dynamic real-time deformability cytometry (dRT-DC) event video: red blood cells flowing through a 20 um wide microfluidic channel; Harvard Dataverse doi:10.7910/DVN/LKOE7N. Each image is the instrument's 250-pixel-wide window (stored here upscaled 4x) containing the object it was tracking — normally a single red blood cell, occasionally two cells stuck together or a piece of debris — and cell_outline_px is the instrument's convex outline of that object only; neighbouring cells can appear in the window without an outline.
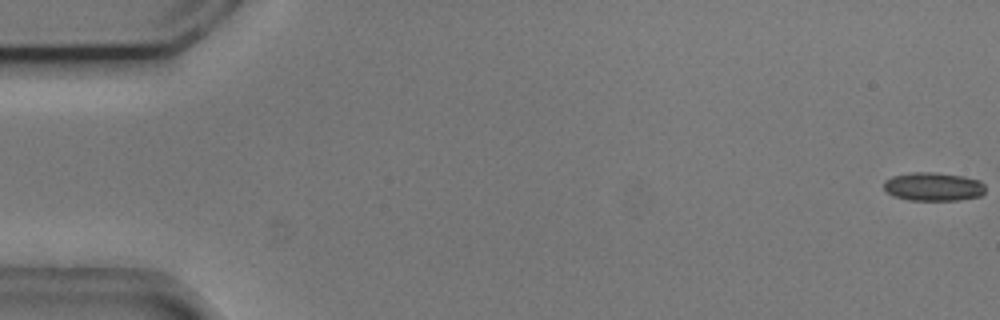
{"species": "common noctule bat (a hibernating species)", "species_latin": "Nyctalus noctula", "temperature_condition": "cold", "stored_images_in_passage": 55, "camera_frame_rate_fps": 3000, "um_per_image_px": 0.085, "animal": {"sex": "male", "body_mass_g": 20.5, "forearm_length_mm": 52.5}, "frame": {"image": 1, "passage_image": 1, "time_ms": 0.0, "image_size_px": [1000, 320], "cell_outline_px": [[984, 192], [980, 196], [960, 200], [908, 200], [892, 196], [884, 188], [884, 180], [892, 176], [912, 172], [936, 172], [964, 176], [980, 180], [984, 184]], "centroid_in_image_um": [79.33, 15.86], "position_along_channel_um": 5.7, "area_um2": 17.05}}
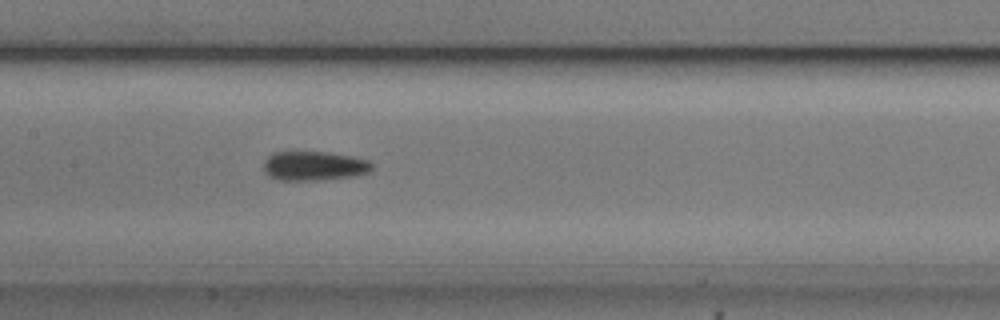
{"frame": {"image": 2, "passage_image": 27, "time_ms": 8.667, "image_size_px": [1000, 320], "cell_outline_px": [[372, 172], [356, 176], [320, 180], [280, 180], [268, 176], [264, 172], [264, 160], [272, 152], [324, 152], [352, 156], [368, 160], [372, 164]], "centroid_in_image_um": [26.7, 14.11], "position_along_channel_um": 180.7, "area_um2": 18.67}}
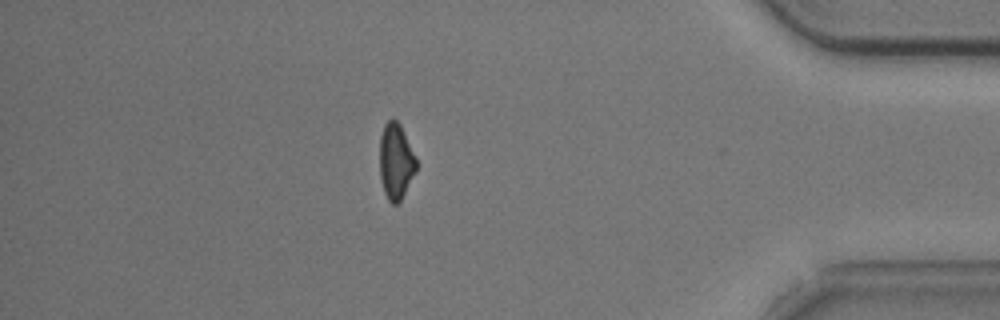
{"frame": {"image": 3, "passage_image": 48, "time_ms": 15.667, "image_size_px": [1000, 320], "cell_outline_px": [[416, 168], [400, 200], [396, 204], [392, 204], [388, 200], [384, 192], [380, 176], [380, 136], [384, 124], [392, 116], [400, 124], [416, 156]], "centroid_in_image_um": [33.62, 13.66], "position_along_channel_um": 401.6, "area_um2": 16.01}, "authors_computed_cell_mechanics": {"area_um2": 17.7446, "velocity_mm_per_s": 3.7233, "shape_relaxation_time_tau1_ms": 2.2103, "shape_relaxation_time_tau2_ms": 3.5207, "deformation_change_tau1": 0.0923, "deformation_change_tau2": 0.1038}}